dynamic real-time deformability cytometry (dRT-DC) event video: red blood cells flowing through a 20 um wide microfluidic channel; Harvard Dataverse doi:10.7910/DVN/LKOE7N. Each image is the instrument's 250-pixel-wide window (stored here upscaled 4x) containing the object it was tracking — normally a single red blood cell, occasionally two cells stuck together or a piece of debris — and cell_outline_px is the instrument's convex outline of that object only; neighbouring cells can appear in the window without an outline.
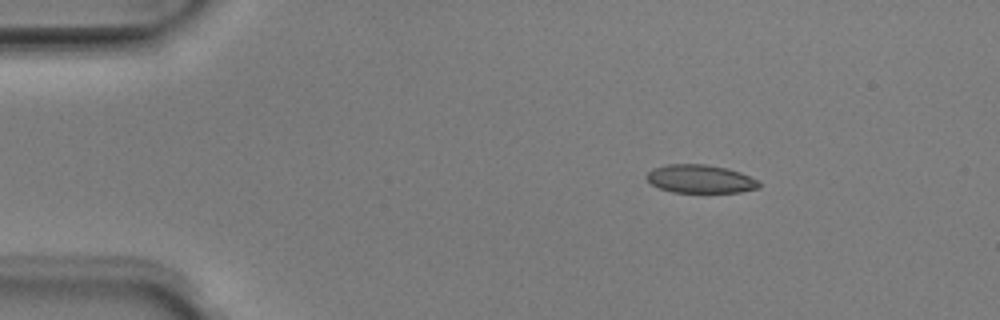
{"species": "Egyptian fruit bat (a non-hibernating species)", "species_latin": "Rousettus aegyptiacus", "temperature_condition": "room temperature", "stored_images_in_passage": 22, "camera_frame_rate_fps": 3000, "um_per_image_px": 0.085, "animal": {"sex": "male"}, "frame": {"image": 1, "passage_image": 1, "time_ms": 0.0, "image_size_px": [1000, 320], "cell_outline_px": [[760, 188], [740, 192], [672, 192], [660, 188], [652, 184], [644, 176], [652, 168], [668, 164], [704, 164], [728, 168], [740, 172], [760, 180]], "centroid_in_image_um": [59.55, 15.2], "position_along_channel_um": 25.5, "area_um2": 18.67}}
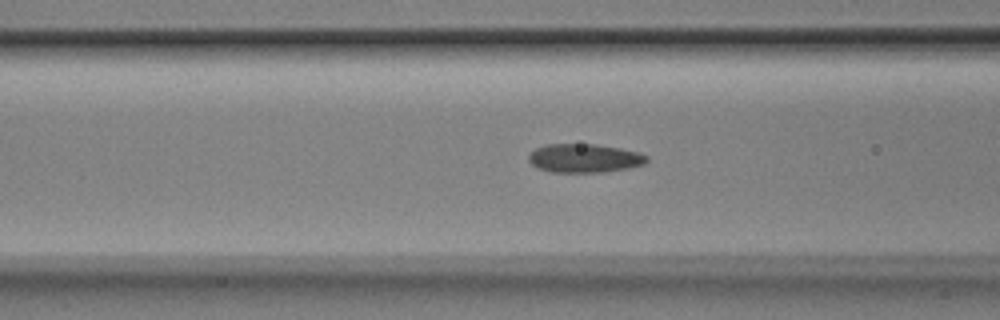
{"frame": {"image": 2, "passage_image": 13, "time_ms": 4.0, "image_size_px": [1000, 320], "cell_outline_px": [[648, 160], [644, 164], [628, 168], [604, 172], [552, 172], [536, 168], [528, 160], [528, 156], [536, 148], [544, 144], [596, 144], [620, 148], [640, 152], [648, 156]], "centroid_in_image_um": [49.68, 13.44], "position_along_channel_um": 116.9, "area_um2": 19.88}}
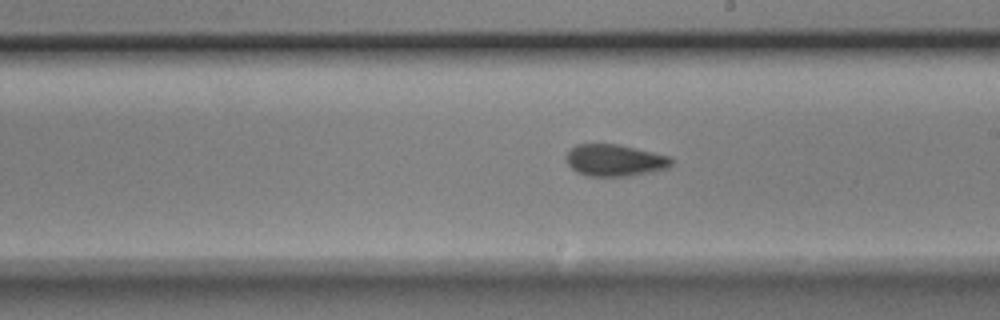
{"frame": {"image": 3, "passage_image": 22, "time_ms": 7.0, "image_size_px": [1000, 320], "cell_outline_px": [[672, 164], [668, 168], [652, 172], [628, 176], [588, 176], [576, 172], [568, 164], [568, 152], [576, 144], [616, 144], [636, 148], [672, 156]], "centroid_in_image_um": [52.31, 13.63], "position_along_channel_um": 236.7, "area_um2": 19.48}}